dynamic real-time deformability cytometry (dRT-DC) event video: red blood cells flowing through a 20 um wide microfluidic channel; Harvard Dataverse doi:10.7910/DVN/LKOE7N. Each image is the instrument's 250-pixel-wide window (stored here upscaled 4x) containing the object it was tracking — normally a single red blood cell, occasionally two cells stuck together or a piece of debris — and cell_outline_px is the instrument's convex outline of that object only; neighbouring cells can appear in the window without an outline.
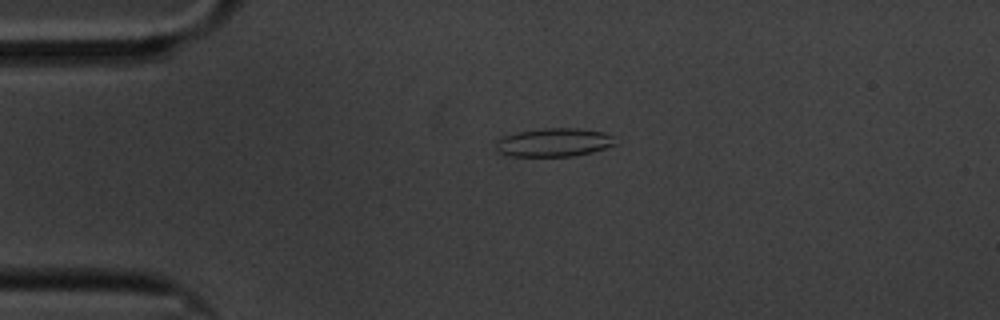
{"species": "common noctule bat (a hibernating species)", "species_latin": "Nyctalus noctula", "temperature_condition": "cold", "stored_images_in_passage": 47, "camera_frame_rate_fps": 3000, "um_per_image_px": 0.085, "animal": {"sex": "male", "body_mass_g": 20.1, "forearm_length_mm": 53.5}, "frame": {"image": 1, "passage_image": 1, "time_ms": 0.0, "image_size_px": [1000, 320], "cell_outline_px": [[616, 144], [592, 152], [572, 156], [508, 156], [500, 152], [496, 148], [496, 144], [500, 136], [520, 132], [544, 128], [576, 128], [604, 132], [612, 136]], "centroid_in_image_um": [47.07, 12.1], "position_along_channel_um": 37.9, "area_um2": 19.65}}
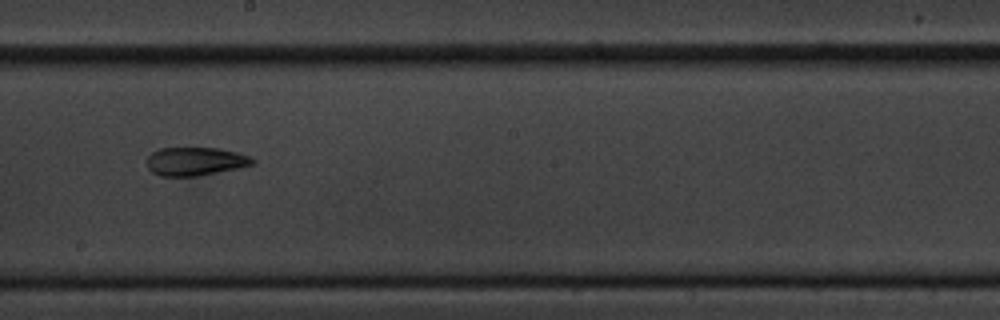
{"frame": {"image": 2, "passage_image": 21, "time_ms": 6.667, "image_size_px": [1000, 320], "cell_outline_px": [[256, 164], [240, 168], [196, 176], [160, 176], [152, 172], [148, 168], [148, 156], [152, 152], [160, 148], [216, 148], [236, 152], [252, 156], [256, 160]], "centroid_in_image_um": [16.65, 13.72], "position_along_channel_um": 231.5, "area_um2": 17.57}}
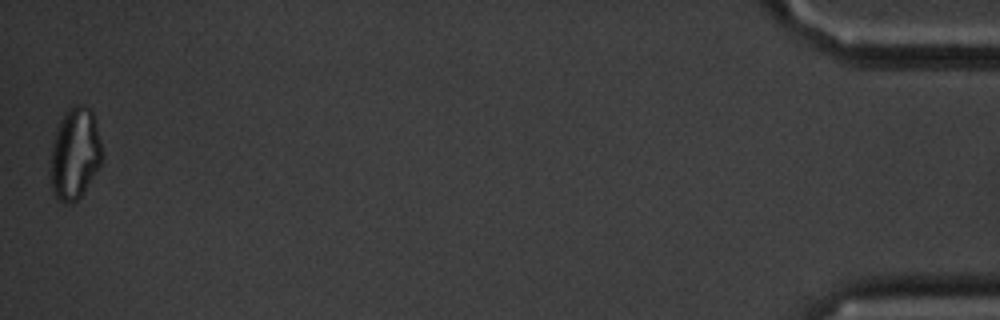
{"frame": {"image": 3, "passage_image": 47, "time_ms": 15.333, "image_size_px": [1000, 320], "cell_outline_px": [[104, 156], [100, 164], [80, 196], [72, 204], [64, 204], [52, 192], [48, 176], [52, 144], [60, 120], [64, 112], [68, 108], [76, 104], [80, 104], [88, 108], [92, 112], [96, 124]], "centroid_in_image_um": [6.33, 13.08], "position_along_channel_um": 428.9, "area_um2": 27.74}, "authors_computed_cell_mechanics": {"area_um2": 18.7272, "velocity_mm_per_s": 3.3461, "shape_relaxation_time_tau1_ms": 10.8733, "shape_relaxation_time_tau2_ms": 4.9409, "deformation_change_tau1": 0.1756, "deformation_change_tau2": 0.1285}}